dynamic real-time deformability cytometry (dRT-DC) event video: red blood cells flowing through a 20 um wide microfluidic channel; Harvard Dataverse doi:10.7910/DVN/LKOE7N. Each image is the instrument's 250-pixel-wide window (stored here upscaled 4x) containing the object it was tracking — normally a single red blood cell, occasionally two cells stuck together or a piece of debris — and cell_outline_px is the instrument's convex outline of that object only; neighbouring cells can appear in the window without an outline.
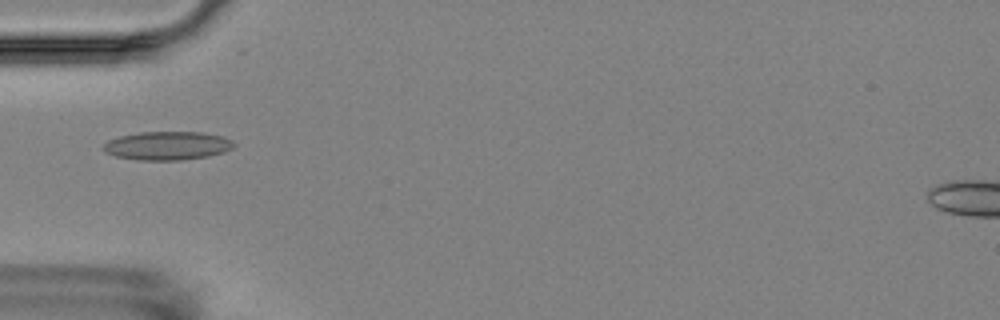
{"species": "Egyptian fruit bat (a non-hibernating species)", "species_latin": "Rousettus aegyptiacus", "temperature_condition": "room temperature", "stored_images_in_passage": 11, "camera_frame_rate_fps": 3000, "um_per_image_px": 0.085, "animal": {"sex": "female"}, "frame": {"image": 1, "passage_image": 4, "time_ms": 3.667, "image_size_px": [1000, 320], "cell_outline_px": [[236, 144], [232, 148], [224, 152], [208, 156], [180, 160], [136, 160], [116, 156], [104, 152], [100, 148], [108, 140], [120, 136], [140, 132], [204, 132], [224, 136], [232, 140]], "centroid_in_image_um": [14.22, 12.38], "position_along_channel_um": 70.8, "area_um2": 21.91}}
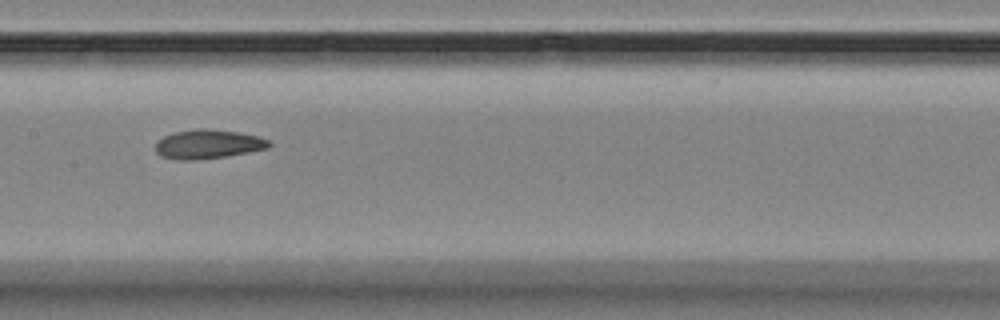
{"frame": {"image": 2, "passage_image": 7, "time_ms": 7.0, "image_size_px": [1000, 320], "cell_outline_px": [[272, 144], [268, 148], [224, 156], [196, 160], [176, 160], [160, 156], [156, 152], [156, 144], [164, 136], [172, 132], [196, 128], [204, 128], [236, 132], [260, 136], [268, 140]], "centroid_in_image_um": [17.66, 12.25], "position_along_channel_um": 189.7, "area_um2": 19.19}}
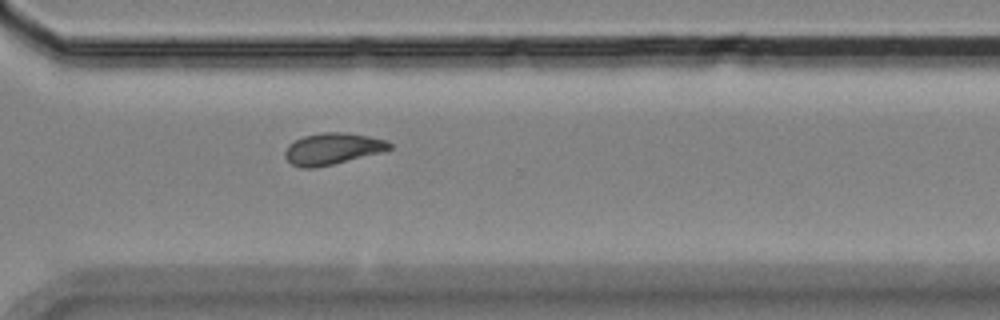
{"frame": {"image": 3, "passage_image": 11, "time_ms": 11.333, "image_size_px": [1000, 320], "cell_outline_px": [[392, 148], [384, 152], [316, 168], [300, 168], [292, 164], [284, 156], [284, 152], [288, 144], [304, 136], [320, 132], [344, 132], [368, 136], [384, 140], [392, 144]], "centroid_in_image_um": [28.25, 12.65], "position_along_channel_um": 342.3, "area_um2": 19.31}}